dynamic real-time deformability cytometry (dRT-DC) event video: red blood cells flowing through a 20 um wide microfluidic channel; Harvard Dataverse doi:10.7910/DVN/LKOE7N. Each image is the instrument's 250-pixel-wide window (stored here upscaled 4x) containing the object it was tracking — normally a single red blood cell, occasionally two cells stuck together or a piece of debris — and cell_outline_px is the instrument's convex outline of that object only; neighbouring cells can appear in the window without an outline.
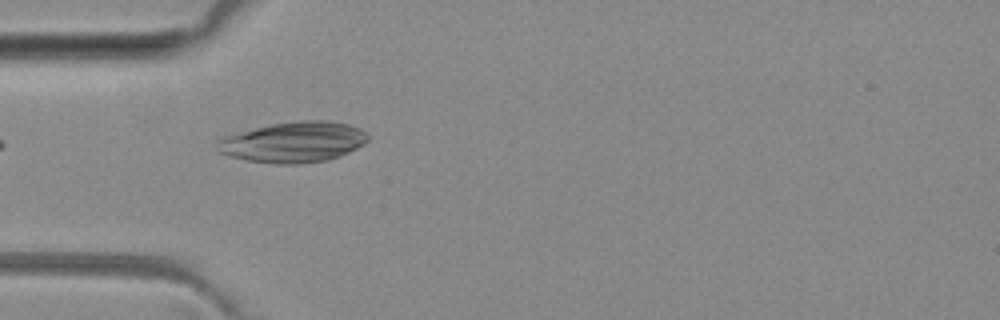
{"species": "common noctule bat (a hibernating species)", "species_latin": "Nyctalus noctula", "temperature_condition": "room temperature", "stored_images_in_passage": 2, "camera_frame_rate_fps": 3000, "um_per_image_px": 0.085, "animal": {"sex": "female", "body_mass_g": 29.2, "forearm_length_mm": 56.3}, "frame": {"image": 1, "passage_image": 1, "time_ms": 0.0, "image_size_px": [1000, 320], "cell_outline_px": [[368, 140], [364, 144], [340, 156], [328, 160], [300, 164], [276, 164], [248, 160], [228, 156], [220, 152], [216, 148], [216, 140], [220, 136], [272, 124], [300, 120], [328, 120], [348, 124], [360, 128], [368, 136]], "centroid_in_image_um": [24.91, 12.08], "position_along_channel_um": 60.1, "area_um2": 35.89}}
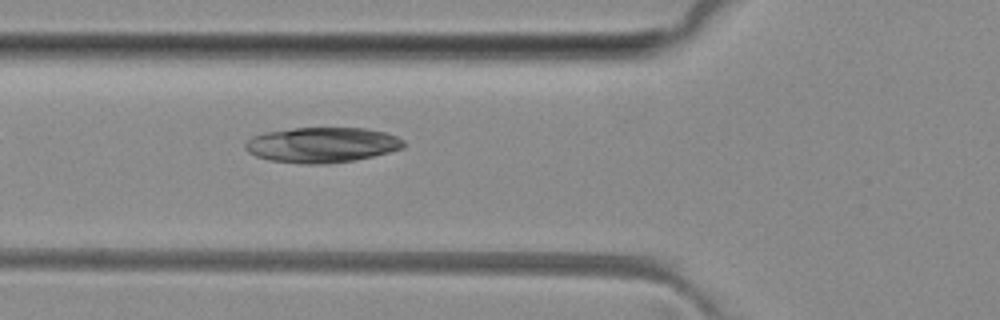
{"frame": {"image": 2, "passage_image": 2, "time_ms": 1.0, "image_size_px": [1000, 320], "cell_outline_px": [[404, 148], [356, 160], [324, 164], [304, 164], [268, 160], [256, 156], [248, 152], [244, 148], [244, 144], [252, 136], [264, 132], [292, 128], [364, 128], [384, 132], [396, 136], [404, 140]], "centroid_in_image_um": [27.34, 12.32], "position_along_channel_um": 98.5, "area_um2": 32.66}}